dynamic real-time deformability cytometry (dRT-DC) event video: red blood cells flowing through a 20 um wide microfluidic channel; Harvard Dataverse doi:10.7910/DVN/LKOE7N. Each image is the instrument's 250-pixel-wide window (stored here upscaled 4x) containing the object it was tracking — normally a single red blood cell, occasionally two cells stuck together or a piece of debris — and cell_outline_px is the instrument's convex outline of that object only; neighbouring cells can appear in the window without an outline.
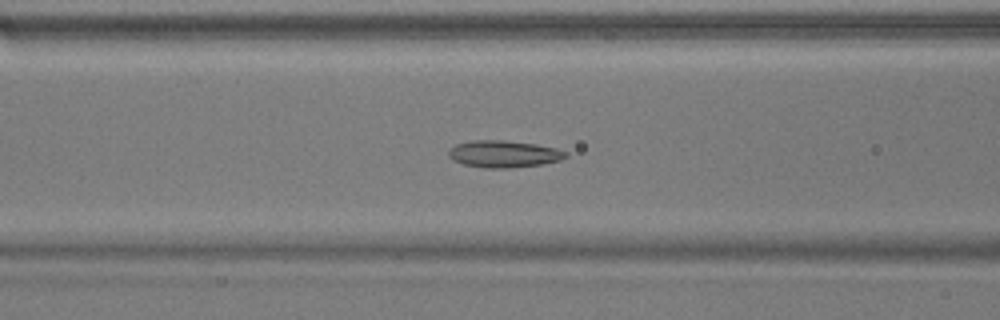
{"species": "common noctule bat (a hibernating species)", "species_latin": "Nyctalus noctula", "temperature_condition": "warm", "stored_images_in_passage": 54, "camera_frame_rate_fps": 3000, "um_per_image_px": 0.085, "animal": {"sex": "male", "body_mass_g": 17.9}, "frame": {"image": 1, "passage_image": 22, "time_ms": 7.0, "image_size_px": [1000, 320], "cell_outline_px": [[568, 156], [560, 160], [544, 164], [508, 168], [484, 168], [464, 164], [452, 160], [448, 156], [448, 148], [456, 144], [472, 140], [504, 140], [536, 144], [556, 148], [568, 152]], "centroid_in_image_um": [42.81, 13.08], "position_along_channel_um": 123.8, "area_um2": 18.61}}
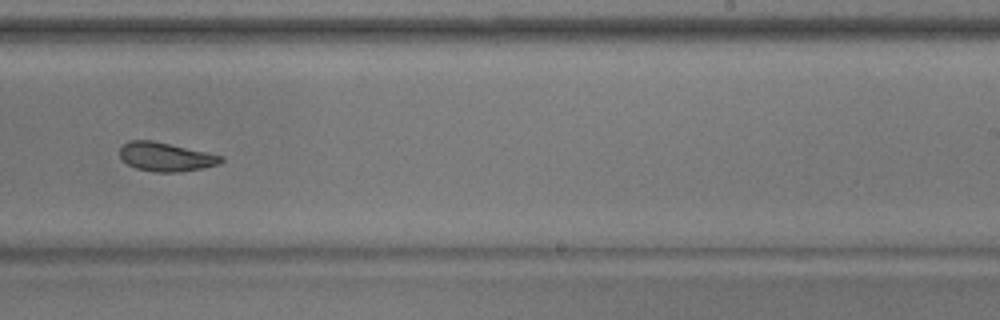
{"frame": {"image": 2, "passage_image": 34, "time_ms": 11.0, "image_size_px": [1000, 320], "cell_outline_px": [[224, 160], [220, 164], [200, 168], [176, 172], [152, 172], [136, 168], [128, 164], [120, 156], [120, 148], [128, 140], [152, 140], [208, 152], [224, 156]], "centroid_in_image_um": [14.1, 13.32], "position_along_channel_um": 274.9, "area_um2": 16.99}}
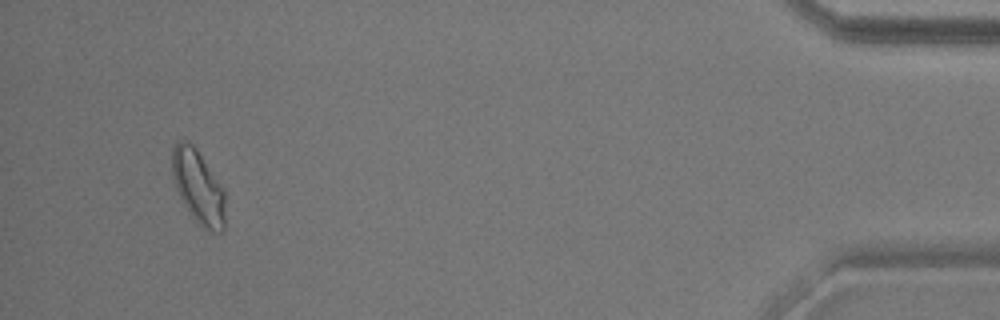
{"frame": {"image": 3, "passage_image": 51, "time_ms": 16.667, "image_size_px": [1000, 320], "cell_outline_px": [[224, 228], [220, 232], [212, 232], [204, 228], [196, 220], [184, 204], [176, 188], [172, 176], [172, 148], [176, 140], [188, 140], [196, 148], [224, 188]], "centroid_in_image_um": [16.84, 15.83], "position_along_channel_um": 418.4, "area_um2": 22.66}, "authors_computed_cell_mechanics": {"area_um2": 18.785, "velocity_mm_per_s": 3.7849, "shape_relaxation_time_tau1_ms": 6.2729, "shape_relaxation_time_tau2_ms": 2.077, "deformation_change_tau1": 0.1513, "deformation_change_tau2": 0.0854}}